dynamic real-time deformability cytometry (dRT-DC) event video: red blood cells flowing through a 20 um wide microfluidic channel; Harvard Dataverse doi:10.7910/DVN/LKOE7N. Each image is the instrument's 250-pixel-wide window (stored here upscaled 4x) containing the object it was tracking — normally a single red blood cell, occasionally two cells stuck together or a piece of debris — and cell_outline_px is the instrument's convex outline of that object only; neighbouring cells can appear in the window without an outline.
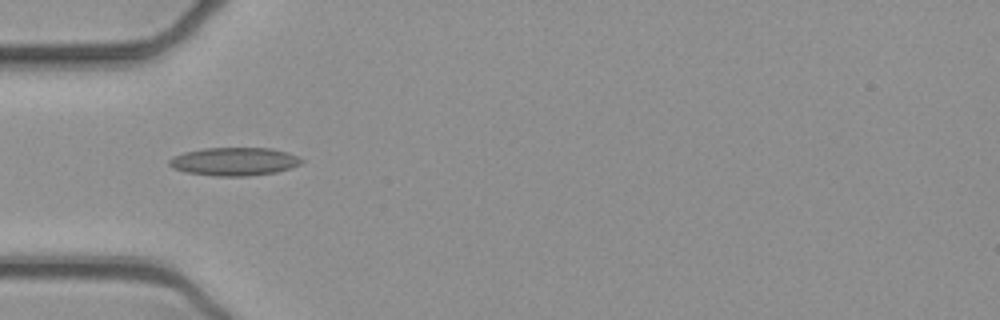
{"species": "common noctule bat (a hibernating species)", "species_latin": "Nyctalus noctula", "temperature_condition": "cold", "stored_images_in_passage": 3, "camera_frame_rate_fps": 3000, "um_per_image_px": 0.085, "animal": {"sex": "female", "body_mass_g": 21.9}, "frame": {"image": 1, "passage_image": 1, "time_ms": 0.0, "image_size_px": [1000, 320], "cell_outline_px": [[304, 160], [300, 164], [276, 172], [244, 176], [212, 176], [184, 172], [172, 168], [168, 164], [168, 160], [172, 156], [184, 152], [204, 148], [272, 148], [288, 152]], "centroid_in_image_um": [19.85, 13.72], "position_along_channel_um": 65.1, "area_um2": 21.79}}